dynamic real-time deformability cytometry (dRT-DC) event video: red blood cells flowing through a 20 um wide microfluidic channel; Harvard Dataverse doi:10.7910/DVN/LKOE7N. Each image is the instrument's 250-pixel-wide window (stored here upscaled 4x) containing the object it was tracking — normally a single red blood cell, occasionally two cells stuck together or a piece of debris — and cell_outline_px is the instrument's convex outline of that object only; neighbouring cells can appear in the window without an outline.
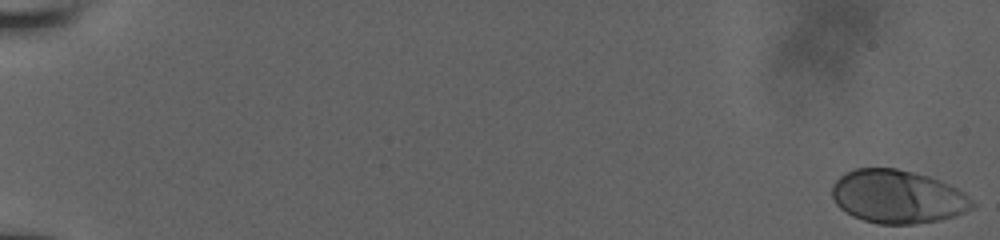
{"species": "human", "species_latin": "Homo sapiens", "temperature_condition": "room temperature", "stored_images_in_passage": 57, "camera_frame_rate_fps": 3000, "um_per_image_px": 0.085, "donor": {"sex": "male"}, "frame": {"image": 1, "passage_image": 1, "time_ms": 0.0, "image_size_px": [1000, 240], "cell_outline_px": [[976, 208], [956, 216], [940, 220], [916, 224], [880, 224], [864, 220], [852, 216], [840, 208], [836, 204], [832, 196], [832, 184], [840, 176], [856, 168], [896, 168], [928, 176], [940, 180], [964, 192], [976, 204]], "centroid_in_image_um": [76.33, 16.73], "position_along_channel_um": 8.7, "area_um2": 43.81}}
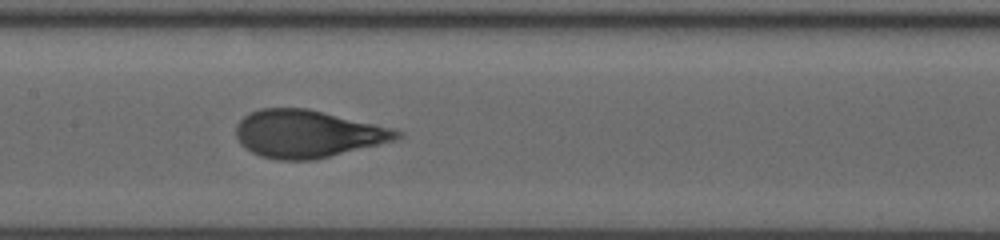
{"frame": {"image": 2, "passage_image": 31, "time_ms": 10.0, "image_size_px": [1000, 240], "cell_outline_px": [[404, 132], [396, 140], [316, 160], [276, 160], [260, 156], [252, 152], [240, 144], [236, 136], [236, 124], [244, 116], [260, 108], [308, 108], [392, 128]], "centroid_in_image_um": [26.13, 11.38], "position_along_channel_um": 181.3, "area_um2": 44.62}}
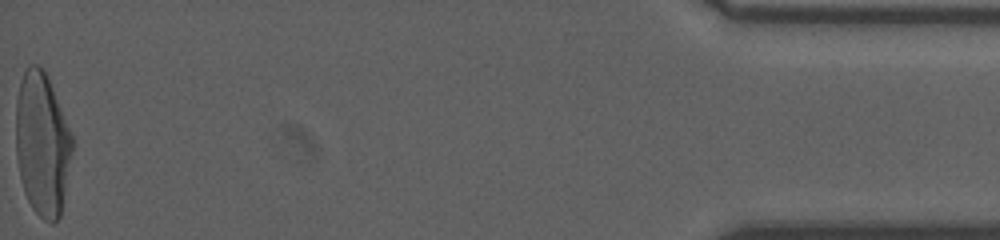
{"frame": {"image": 3, "passage_image": 57, "time_ms": 18.667, "image_size_px": [1000, 240], "cell_outline_px": [[72, 152], [60, 216], [52, 224], [44, 220], [32, 208], [24, 192], [20, 176], [16, 156], [16, 100], [20, 80], [28, 64], [36, 64], [44, 68], [72, 132]], "centroid_in_image_um": [3.58, 12.2], "position_along_channel_um": 431.6, "area_um2": 47.22}, "authors_computed_cell_mechanics": {"area_um2": 44.2748, "velocity_mm_per_s": 3.8815, "shape_relaxation_time_tau1_ms": 3.6325, "shape_relaxation_time_tau2_ms": null, "deformation_change_tau1": 0.2016, "deformation_change_tau2": null}}